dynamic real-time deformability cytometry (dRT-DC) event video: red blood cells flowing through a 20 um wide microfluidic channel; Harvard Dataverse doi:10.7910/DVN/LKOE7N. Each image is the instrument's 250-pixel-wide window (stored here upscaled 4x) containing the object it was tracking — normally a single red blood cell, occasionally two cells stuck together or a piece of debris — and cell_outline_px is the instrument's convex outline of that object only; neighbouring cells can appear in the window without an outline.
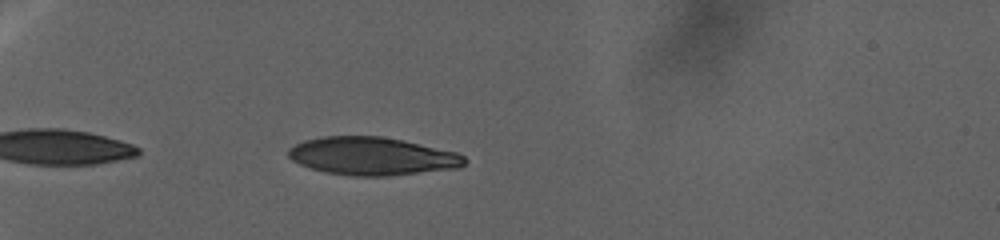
{"species": "human", "species_latin": "Homo sapiens", "temperature_condition": "warm", "stored_images_in_passage": 83, "camera_frame_rate_fps": 3000, "um_per_image_px": 0.085, "donor": {"sex": "female"}, "frame": {"image": 1, "passage_image": 16, "time_ms": 5.333, "image_size_px": [1000, 240], "cell_outline_px": [[468, 160], [460, 168], [388, 176], [352, 176], [324, 172], [300, 164], [292, 160], [288, 156], [288, 148], [304, 140], [324, 136], [380, 136], [404, 140], [456, 152], [464, 156]], "centroid_in_image_um": [31.65, 13.27], "position_along_channel_um": 53.4, "area_um2": 39.13}}
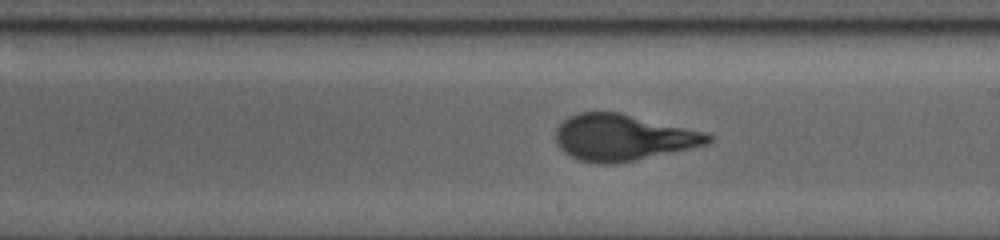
{"frame": {"image": 2, "passage_image": 49, "time_ms": 24.667, "image_size_px": [1000, 240], "cell_outline_px": [[712, 140], [708, 144], [692, 148], [636, 160], [612, 164], [596, 164], [580, 160], [564, 152], [556, 144], [556, 128], [568, 116], [580, 112], [620, 112], [708, 132], [712, 136]], "centroid_in_image_um": [52.97, 11.68], "position_along_channel_um": 236.0, "area_um2": 41.38}}
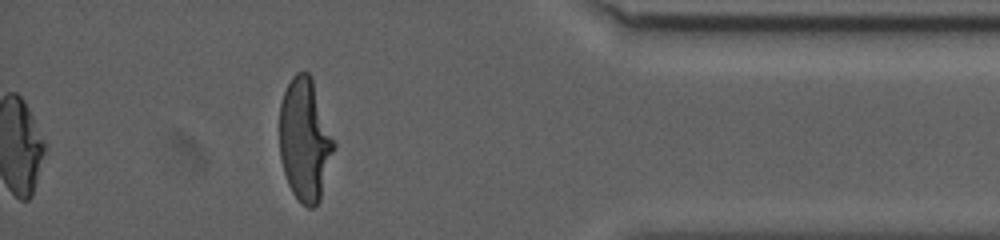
{"frame": {"image": 3, "passage_image": 83, "time_ms": 41.333, "image_size_px": [1000, 240], "cell_outline_px": [[336, 148], [320, 200], [312, 208], [308, 208], [292, 192], [288, 184], [280, 160], [280, 104], [284, 92], [292, 76], [296, 72], [308, 72], [312, 76], [336, 140]], "centroid_in_image_um": [25.95, 11.85], "position_along_channel_um": 409.2, "area_um2": 39.48}}